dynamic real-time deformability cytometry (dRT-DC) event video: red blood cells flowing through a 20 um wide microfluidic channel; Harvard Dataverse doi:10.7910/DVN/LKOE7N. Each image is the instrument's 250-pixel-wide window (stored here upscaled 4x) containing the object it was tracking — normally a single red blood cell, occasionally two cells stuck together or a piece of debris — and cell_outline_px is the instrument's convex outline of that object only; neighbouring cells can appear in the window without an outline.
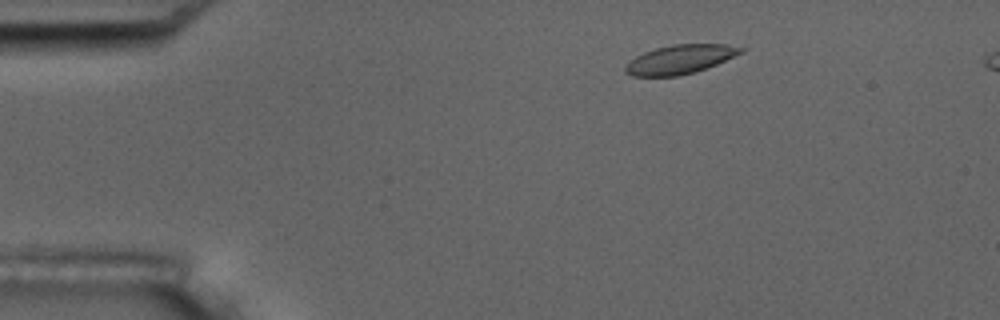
{"species": "common noctule bat (a hibernating species)", "species_latin": "Nyctalus noctula", "temperature_condition": "room temperature", "stored_images_in_passage": 5, "camera_frame_rate_fps": 3000, "um_per_image_px": 0.085, "animal": {"sex": "male", "body_mass_g": 17.5, "forearm_length_mm": 52.3}, "frame": {"image": 1, "passage_image": 2, "time_ms": 1.0, "image_size_px": [1000, 320], "cell_outline_px": [[748, 48], [744, 52], [716, 64], [692, 72], [676, 76], [632, 76], [624, 72], [624, 68], [628, 60], [644, 52], [656, 48], [672, 44], [728, 44]], "centroid_in_image_um": [57.8, 5.03], "position_along_channel_um": 27.2, "area_um2": 19.54}}